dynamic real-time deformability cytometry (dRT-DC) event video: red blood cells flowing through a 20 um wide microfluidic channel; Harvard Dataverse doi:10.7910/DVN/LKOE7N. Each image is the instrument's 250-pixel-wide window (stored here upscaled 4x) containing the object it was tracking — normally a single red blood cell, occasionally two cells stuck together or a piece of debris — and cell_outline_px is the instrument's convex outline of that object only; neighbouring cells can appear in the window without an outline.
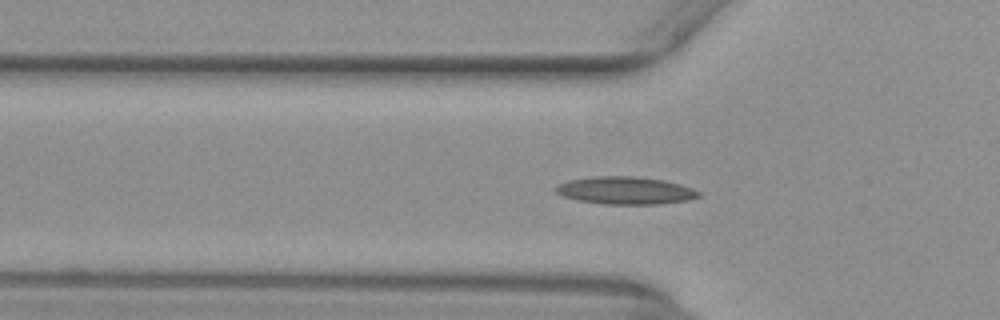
{"species": "common noctule bat (a hibernating species)", "species_latin": "Nyctalus noctula", "temperature_condition": "warm", "stored_images_in_passage": 41, "camera_frame_rate_fps": 3000, "um_per_image_px": 0.085, "animal": {"sex": "female", "body_mass_g": 29.2, "forearm_length_mm": 56.3}, "frame": {"image": 1, "passage_image": 5, "time_ms": 1.333, "image_size_px": [1000, 320], "cell_outline_px": [[700, 196], [688, 200], [660, 204], [604, 204], [576, 200], [564, 196], [556, 192], [552, 188], [556, 184], [568, 180], [592, 176], [636, 176], [664, 180], [680, 184], [692, 188], [700, 192]], "centroid_in_image_um": [53.12, 16.18], "position_along_channel_um": 72.7, "area_um2": 23.18}}
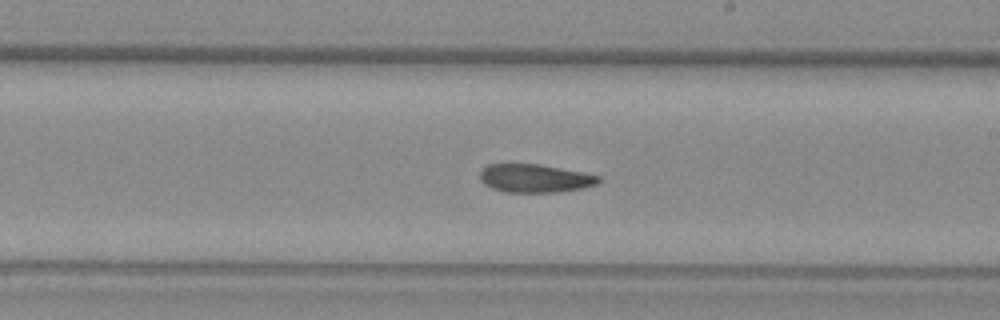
{"frame": {"image": 2, "passage_image": 18, "time_ms": 5.667, "image_size_px": [1000, 320], "cell_outline_px": [[600, 180], [596, 184], [584, 188], [556, 192], [504, 192], [492, 188], [484, 184], [480, 180], [480, 172], [488, 164], [540, 164], [584, 172], [600, 176]], "centroid_in_image_um": [45.47, 15.15], "position_along_channel_um": 243.5, "area_um2": 19.59}}
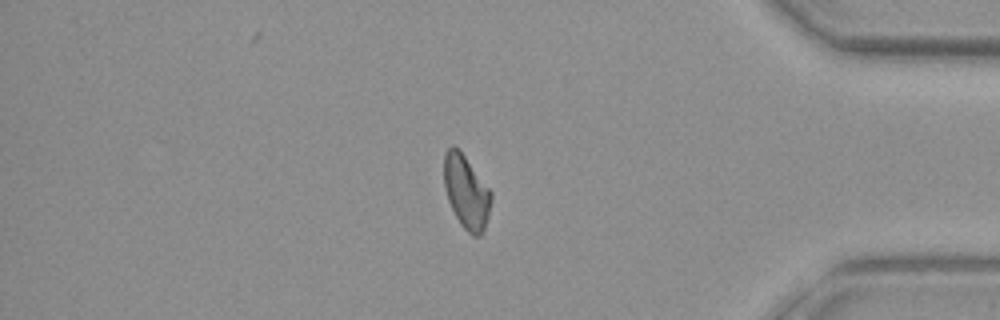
{"frame": {"image": 3, "passage_image": 32, "time_ms": 10.333, "image_size_px": [1000, 320], "cell_outline_px": [[492, 200], [484, 232], [480, 236], [472, 236], [460, 224], [448, 200], [444, 188], [444, 152], [452, 144], [464, 156], [492, 192]], "centroid_in_image_um": [39.64, 16.35], "position_along_channel_um": 395.6, "area_um2": 20.06}, "authors_computed_cell_mechanics": {"area_um2": 20.3456, "velocity_mm_per_s": 3.9308, "shape_relaxation_time_tau1_ms": null, "shape_relaxation_time_tau2_ms": 9.4825, "deformation_change_tau1": null, "deformation_change_tau2": 0.1989}}